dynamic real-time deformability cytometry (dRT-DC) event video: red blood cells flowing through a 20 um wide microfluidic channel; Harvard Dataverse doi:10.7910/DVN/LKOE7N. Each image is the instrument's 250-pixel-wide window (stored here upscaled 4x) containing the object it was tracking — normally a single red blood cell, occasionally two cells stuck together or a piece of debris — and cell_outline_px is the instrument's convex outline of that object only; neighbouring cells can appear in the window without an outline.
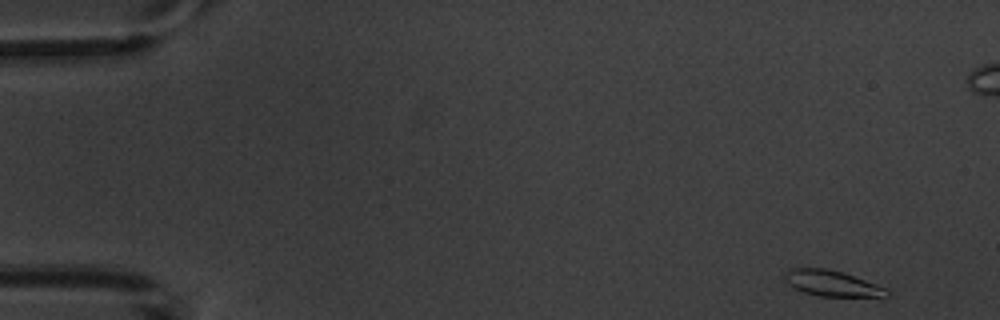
{"species": "common noctule bat (a hibernating species)", "species_latin": "Nyctalus noctula", "temperature_condition": "warm", "stored_images_in_passage": 6, "camera_frame_rate_fps": 3000, "um_per_image_px": 0.085, "animal": {"sex": "male", "body_mass_g": 20.1, "forearm_length_mm": 53.5}, "frame": {"image": 1, "passage_image": 1, "time_ms": 0.0, "image_size_px": [1000, 320], "cell_outline_px": [[888, 296], [884, 300], [820, 296], [804, 292], [788, 284], [784, 280], [784, 276], [788, 268], [824, 268], [840, 272], [864, 280], [884, 288], [888, 292]], "centroid_in_image_um": [70.8, 24.15], "position_along_channel_um": 14.2, "area_um2": 15.78}}